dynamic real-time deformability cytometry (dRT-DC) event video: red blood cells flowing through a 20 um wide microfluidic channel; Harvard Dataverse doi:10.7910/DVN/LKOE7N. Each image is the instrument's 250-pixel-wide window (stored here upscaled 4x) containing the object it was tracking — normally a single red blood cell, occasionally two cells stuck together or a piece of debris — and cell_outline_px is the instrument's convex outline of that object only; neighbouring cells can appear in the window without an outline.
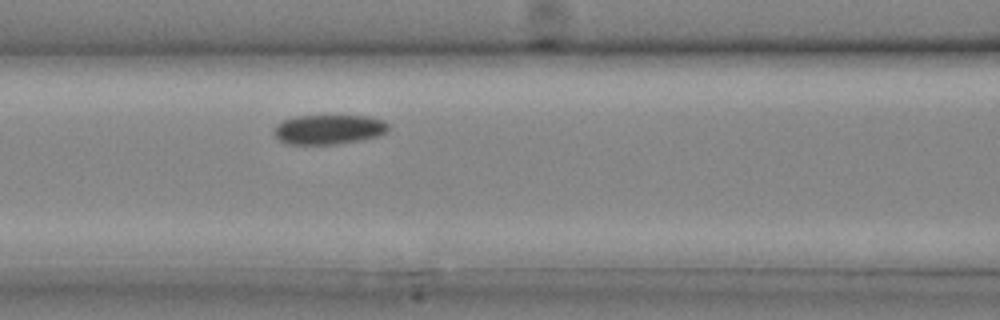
{"species": "common noctule bat (a hibernating species)", "species_latin": "Nyctalus noctula", "temperature_condition": "cold", "stored_images_in_passage": 9, "segment_of_instrument_passage": [1, 2], "camera_frame_rate_fps": 3000, "um_per_image_px": 0.085, "animal": {"sex": "male", "body_mass_g": 20.4}, "frame": {"image": 1, "passage_image": 8, "time_ms": 2.333, "image_size_px": [1000, 320], "cell_outline_px": [[388, 128], [384, 132], [376, 136], [360, 140], [340, 144], [284, 144], [276, 136], [276, 124], [284, 120], [296, 116], [368, 116], [384, 120], [388, 124]], "centroid_in_image_um": [27.94, 11.0], "position_along_channel_um": 138.7, "area_um2": 19.54}}